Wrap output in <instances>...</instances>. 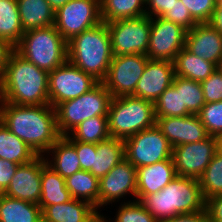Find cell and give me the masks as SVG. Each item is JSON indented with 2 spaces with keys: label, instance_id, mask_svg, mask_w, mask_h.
<instances>
[{
  "label": "cell",
  "instance_id": "25",
  "mask_svg": "<svg viewBox=\"0 0 222 222\" xmlns=\"http://www.w3.org/2000/svg\"><path fill=\"white\" fill-rule=\"evenodd\" d=\"M71 199L65 179L46 163L41 169V197L38 204L41 210L46 206L65 203Z\"/></svg>",
  "mask_w": 222,
  "mask_h": 222
},
{
  "label": "cell",
  "instance_id": "18",
  "mask_svg": "<svg viewBox=\"0 0 222 222\" xmlns=\"http://www.w3.org/2000/svg\"><path fill=\"white\" fill-rule=\"evenodd\" d=\"M156 125L171 144L172 148L209 137L198 115L156 118Z\"/></svg>",
  "mask_w": 222,
  "mask_h": 222
},
{
  "label": "cell",
  "instance_id": "4",
  "mask_svg": "<svg viewBox=\"0 0 222 222\" xmlns=\"http://www.w3.org/2000/svg\"><path fill=\"white\" fill-rule=\"evenodd\" d=\"M68 61L102 82L114 56L106 22L84 30L67 41Z\"/></svg>",
  "mask_w": 222,
  "mask_h": 222
},
{
  "label": "cell",
  "instance_id": "40",
  "mask_svg": "<svg viewBox=\"0 0 222 222\" xmlns=\"http://www.w3.org/2000/svg\"><path fill=\"white\" fill-rule=\"evenodd\" d=\"M205 103L222 101V74L216 70L201 82Z\"/></svg>",
  "mask_w": 222,
  "mask_h": 222
},
{
  "label": "cell",
  "instance_id": "38",
  "mask_svg": "<svg viewBox=\"0 0 222 222\" xmlns=\"http://www.w3.org/2000/svg\"><path fill=\"white\" fill-rule=\"evenodd\" d=\"M189 10L192 18L198 23H209L214 10L217 6V0H181Z\"/></svg>",
  "mask_w": 222,
  "mask_h": 222
},
{
  "label": "cell",
  "instance_id": "20",
  "mask_svg": "<svg viewBox=\"0 0 222 222\" xmlns=\"http://www.w3.org/2000/svg\"><path fill=\"white\" fill-rule=\"evenodd\" d=\"M176 176L173 158L136 168L135 200L141 201L146 195L160 191Z\"/></svg>",
  "mask_w": 222,
  "mask_h": 222
},
{
  "label": "cell",
  "instance_id": "16",
  "mask_svg": "<svg viewBox=\"0 0 222 222\" xmlns=\"http://www.w3.org/2000/svg\"><path fill=\"white\" fill-rule=\"evenodd\" d=\"M46 163L44 156H37L31 162L19 165L3 194L39 204L41 197V169Z\"/></svg>",
  "mask_w": 222,
  "mask_h": 222
},
{
  "label": "cell",
  "instance_id": "1",
  "mask_svg": "<svg viewBox=\"0 0 222 222\" xmlns=\"http://www.w3.org/2000/svg\"><path fill=\"white\" fill-rule=\"evenodd\" d=\"M0 121L38 156H44L61 137L56 111L50 104L21 106L0 102Z\"/></svg>",
  "mask_w": 222,
  "mask_h": 222
},
{
  "label": "cell",
  "instance_id": "44",
  "mask_svg": "<svg viewBox=\"0 0 222 222\" xmlns=\"http://www.w3.org/2000/svg\"><path fill=\"white\" fill-rule=\"evenodd\" d=\"M19 164L0 158V187L5 190L14 176Z\"/></svg>",
  "mask_w": 222,
  "mask_h": 222
},
{
  "label": "cell",
  "instance_id": "34",
  "mask_svg": "<svg viewBox=\"0 0 222 222\" xmlns=\"http://www.w3.org/2000/svg\"><path fill=\"white\" fill-rule=\"evenodd\" d=\"M172 86L181 89L182 108H187L192 115H197L205 104L201 83L175 75Z\"/></svg>",
  "mask_w": 222,
  "mask_h": 222
},
{
  "label": "cell",
  "instance_id": "37",
  "mask_svg": "<svg viewBox=\"0 0 222 222\" xmlns=\"http://www.w3.org/2000/svg\"><path fill=\"white\" fill-rule=\"evenodd\" d=\"M197 115L209 136L222 137V101L205 103Z\"/></svg>",
  "mask_w": 222,
  "mask_h": 222
},
{
  "label": "cell",
  "instance_id": "46",
  "mask_svg": "<svg viewBox=\"0 0 222 222\" xmlns=\"http://www.w3.org/2000/svg\"><path fill=\"white\" fill-rule=\"evenodd\" d=\"M13 51L14 46L5 39L0 38V82L3 78L7 61Z\"/></svg>",
  "mask_w": 222,
  "mask_h": 222
},
{
  "label": "cell",
  "instance_id": "17",
  "mask_svg": "<svg viewBox=\"0 0 222 222\" xmlns=\"http://www.w3.org/2000/svg\"><path fill=\"white\" fill-rule=\"evenodd\" d=\"M175 76L174 63L166 60H148L132 96L155 103L172 85Z\"/></svg>",
  "mask_w": 222,
  "mask_h": 222
},
{
  "label": "cell",
  "instance_id": "36",
  "mask_svg": "<svg viewBox=\"0 0 222 222\" xmlns=\"http://www.w3.org/2000/svg\"><path fill=\"white\" fill-rule=\"evenodd\" d=\"M120 203L114 221L112 222H158L139 200H129Z\"/></svg>",
  "mask_w": 222,
  "mask_h": 222
},
{
  "label": "cell",
  "instance_id": "47",
  "mask_svg": "<svg viewBox=\"0 0 222 222\" xmlns=\"http://www.w3.org/2000/svg\"><path fill=\"white\" fill-rule=\"evenodd\" d=\"M209 24L222 34V0H217V6L209 21Z\"/></svg>",
  "mask_w": 222,
  "mask_h": 222
},
{
  "label": "cell",
  "instance_id": "51",
  "mask_svg": "<svg viewBox=\"0 0 222 222\" xmlns=\"http://www.w3.org/2000/svg\"><path fill=\"white\" fill-rule=\"evenodd\" d=\"M4 193V190L0 187V195Z\"/></svg>",
  "mask_w": 222,
  "mask_h": 222
},
{
  "label": "cell",
  "instance_id": "32",
  "mask_svg": "<svg viewBox=\"0 0 222 222\" xmlns=\"http://www.w3.org/2000/svg\"><path fill=\"white\" fill-rule=\"evenodd\" d=\"M69 136L75 141L99 143L110 137L108 116H95L81 122Z\"/></svg>",
  "mask_w": 222,
  "mask_h": 222
},
{
  "label": "cell",
  "instance_id": "23",
  "mask_svg": "<svg viewBox=\"0 0 222 222\" xmlns=\"http://www.w3.org/2000/svg\"><path fill=\"white\" fill-rule=\"evenodd\" d=\"M24 31L54 25L55 11L47 0H17Z\"/></svg>",
  "mask_w": 222,
  "mask_h": 222
},
{
  "label": "cell",
  "instance_id": "28",
  "mask_svg": "<svg viewBox=\"0 0 222 222\" xmlns=\"http://www.w3.org/2000/svg\"><path fill=\"white\" fill-rule=\"evenodd\" d=\"M38 155L0 121V158L22 165Z\"/></svg>",
  "mask_w": 222,
  "mask_h": 222
},
{
  "label": "cell",
  "instance_id": "24",
  "mask_svg": "<svg viewBox=\"0 0 222 222\" xmlns=\"http://www.w3.org/2000/svg\"><path fill=\"white\" fill-rule=\"evenodd\" d=\"M124 158V141L120 138L109 137L96 144L90 172L100 180Z\"/></svg>",
  "mask_w": 222,
  "mask_h": 222
},
{
  "label": "cell",
  "instance_id": "2",
  "mask_svg": "<svg viewBox=\"0 0 222 222\" xmlns=\"http://www.w3.org/2000/svg\"><path fill=\"white\" fill-rule=\"evenodd\" d=\"M48 85L49 73L14 50L0 82V102L21 106L49 104Z\"/></svg>",
  "mask_w": 222,
  "mask_h": 222
},
{
  "label": "cell",
  "instance_id": "3",
  "mask_svg": "<svg viewBox=\"0 0 222 222\" xmlns=\"http://www.w3.org/2000/svg\"><path fill=\"white\" fill-rule=\"evenodd\" d=\"M141 202L158 222H162L179 214L203 211L206 200L197 179L176 176L163 189L146 195Z\"/></svg>",
  "mask_w": 222,
  "mask_h": 222
},
{
  "label": "cell",
  "instance_id": "31",
  "mask_svg": "<svg viewBox=\"0 0 222 222\" xmlns=\"http://www.w3.org/2000/svg\"><path fill=\"white\" fill-rule=\"evenodd\" d=\"M145 0H100L101 20L109 23L146 15Z\"/></svg>",
  "mask_w": 222,
  "mask_h": 222
},
{
  "label": "cell",
  "instance_id": "14",
  "mask_svg": "<svg viewBox=\"0 0 222 222\" xmlns=\"http://www.w3.org/2000/svg\"><path fill=\"white\" fill-rule=\"evenodd\" d=\"M187 30L162 17L151 18L149 47L146 56L150 60L174 61L185 46Z\"/></svg>",
  "mask_w": 222,
  "mask_h": 222
},
{
  "label": "cell",
  "instance_id": "29",
  "mask_svg": "<svg viewBox=\"0 0 222 222\" xmlns=\"http://www.w3.org/2000/svg\"><path fill=\"white\" fill-rule=\"evenodd\" d=\"M65 184L72 198L86 201L98 211L99 179L96 176L80 170L66 178Z\"/></svg>",
  "mask_w": 222,
  "mask_h": 222
},
{
  "label": "cell",
  "instance_id": "42",
  "mask_svg": "<svg viewBox=\"0 0 222 222\" xmlns=\"http://www.w3.org/2000/svg\"><path fill=\"white\" fill-rule=\"evenodd\" d=\"M175 2L177 0H145L146 15L150 18L163 17Z\"/></svg>",
  "mask_w": 222,
  "mask_h": 222
},
{
  "label": "cell",
  "instance_id": "35",
  "mask_svg": "<svg viewBox=\"0 0 222 222\" xmlns=\"http://www.w3.org/2000/svg\"><path fill=\"white\" fill-rule=\"evenodd\" d=\"M155 117H181L191 113L187 108H182L181 89L168 87L154 103Z\"/></svg>",
  "mask_w": 222,
  "mask_h": 222
},
{
  "label": "cell",
  "instance_id": "7",
  "mask_svg": "<svg viewBox=\"0 0 222 222\" xmlns=\"http://www.w3.org/2000/svg\"><path fill=\"white\" fill-rule=\"evenodd\" d=\"M111 94L102 82H98L81 96L58 104L55 107L57 129L61 136L69 135L86 119L108 116Z\"/></svg>",
  "mask_w": 222,
  "mask_h": 222
},
{
  "label": "cell",
  "instance_id": "39",
  "mask_svg": "<svg viewBox=\"0 0 222 222\" xmlns=\"http://www.w3.org/2000/svg\"><path fill=\"white\" fill-rule=\"evenodd\" d=\"M162 18L182 26L187 31L192 30L198 24L181 0H177Z\"/></svg>",
  "mask_w": 222,
  "mask_h": 222
},
{
  "label": "cell",
  "instance_id": "19",
  "mask_svg": "<svg viewBox=\"0 0 222 222\" xmlns=\"http://www.w3.org/2000/svg\"><path fill=\"white\" fill-rule=\"evenodd\" d=\"M184 48L217 66L222 58V34L209 23L196 24L187 31Z\"/></svg>",
  "mask_w": 222,
  "mask_h": 222
},
{
  "label": "cell",
  "instance_id": "15",
  "mask_svg": "<svg viewBox=\"0 0 222 222\" xmlns=\"http://www.w3.org/2000/svg\"><path fill=\"white\" fill-rule=\"evenodd\" d=\"M128 194L136 197V167L124 158L99 180L98 210Z\"/></svg>",
  "mask_w": 222,
  "mask_h": 222
},
{
  "label": "cell",
  "instance_id": "5",
  "mask_svg": "<svg viewBox=\"0 0 222 222\" xmlns=\"http://www.w3.org/2000/svg\"><path fill=\"white\" fill-rule=\"evenodd\" d=\"M67 41L55 26L24 31L14 50L48 73L68 60Z\"/></svg>",
  "mask_w": 222,
  "mask_h": 222
},
{
  "label": "cell",
  "instance_id": "49",
  "mask_svg": "<svg viewBox=\"0 0 222 222\" xmlns=\"http://www.w3.org/2000/svg\"><path fill=\"white\" fill-rule=\"evenodd\" d=\"M92 222H111V221H108V219H106V217L103 214L99 213V215Z\"/></svg>",
  "mask_w": 222,
  "mask_h": 222
},
{
  "label": "cell",
  "instance_id": "8",
  "mask_svg": "<svg viewBox=\"0 0 222 222\" xmlns=\"http://www.w3.org/2000/svg\"><path fill=\"white\" fill-rule=\"evenodd\" d=\"M123 141L125 158L136 168L172 158L173 148L156 124Z\"/></svg>",
  "mask_w": 222,
  "mask_h": 222
},
{
  "label": "cell",
  "instance_id": "33",
  "mask_svg": "<svg viewBox=\"0 0 222 222\" xmlns=\"http://www.w3.org/2000/svg\"><path fill=\"white\" fill-rule=\"evenodd\" d=\"M205 200L222 195V148L220 147L198 179Z\"/></svg>",
  "mask_w": 222,
  "mask_h": 222
},
{
  "label": "cell",
  "instance_id": "22",
  "mask_svg": "<svg viewBox=\"0 0 222 222\" xmlns=\"http://www.w3.org/2000/svg\"><path fill=\"white\" fill-rule=\"evenodd\" d=\"M46 154L47 164L64 179L81 170L75 146L65 136H61Z\"/></svg>",
  "mask_w": 222,
  "mask_h": 222
},
{
  "label": "cell",
  "instance_id": "30",
  "mask_svg": "<svg viewBox=\"0 0 222 222\" xmlns=\"http://www.w3.org/2000/svg\"><path fill=\"white\" fill-rule=\"evenodd\" d=\"M23 34L17 0H0V38L15 47Z\"/></svg>",
  "mask_w": 222,
  "mask_h": 222
},
{
  "label": "cell",
  "instance_id": "9",
  "mask_svg": "<svg viewBox=\"0 0 222 222\" xmlns=\"http://www.w3.org/2000/svg\"><path fill=\"white\" fill-rule=\"evenodd\" d=\"M114 55H146L149 47L151 18L147 15L106 23Z\"/></svg>",
  "mask_w": 222,
  "mask_h": 222
},
{
  "label": "cell",
  "instance_id": "13",
  "mask_svg": "<svg viewBox=\"0 0 222 222\" xmlns=\"http://www.w3.org/2000/svg\"><path fill=\"white\" fill-rule=\"evenodd\" d=\"M219 148L220 139L213 136L174 147L172 158L177 176L198 180Z\"/></svg>",
  "mask_w": 222,
  "mask_h": 222
},
{
  "label": "cell",
  "instance_id": "21",
  "mask_svg": "<svg viewBox=\"0 0 222 222\" xmlns=\"http://www.w3.org/2000/svg\"><path fill=\"white\" fill-rule=\"evenodd\" d=\"M99 211L90 203L72 198L70 201L46 206L42 222H92Z\"/></svg>",
  "mask_w": 222,
  "mask_h": 222
},
{
  "label": "cell",
  "instance_id": "27",
  "mask_svg": "<svg viewBox=\"0 0 222 222\" xmlns=\"http://www.w3.org/2000/svg\"><path fill=\"white\" fill-rule=\"evenodd\" d=\"M0 222H42L38 204L0 195Z\"/></svg>",
  "mask_w": 222,
  "mask_h": 222
},
{
  "label": "cell",
  "instance_id": "11",
  "mask_svg": "<svg viewBox=\"0 0 222 222\" xmlns=\"http://www.w3.org/2000/svg\"><path fill=\"white\" fill-rule=\"evenodd\" d=\"M100 22V0H69L55 11L54 26L66 41Z\"/></svg>",
  "mask_w": 222,
  "mask_h": 222
},
{
  "label": "cell",
  "instance_id": "26",
  "mask_svg": "<svg viewBox=\"0 0 222 222\" xmlns=\"http://www.w3.org/2000/svg\"><path fill=\"white\" fill-rule=\"evenodd\" d=\"M173 63L176 76L200 83L217 70L214 63L193 55L185 48L176 55Z\"/></svg>",
  "mask_w": 222,
  "mask_h": 222
},
{
  "label": "cell",
  "instance_id": "10",
  "mask_svg": "<svg viewBox=\"0 0 222 222\" xmlns=\"http://www.w3.org/2000/svg\"><path fill=\"white\" fill-rule=\"evenodd\" d=\"M98 83L91 75L77 68L70 61L49 72V104H58L75 99L88 92Z\"/></svg>",
  "mask_w": 222,
  "mask_h": 222
},
{
  "label": "cell",
  "instance_id": "12",
  "mask_svg": "<svg viewBox=\"0 0 222 222\" xmlns=\"http://www.w3.org/2000/svg\"><path fill=\"white\" fill-rule=\"evenodd\" d=\"M149 58L142 54L114 55L102 81L112 97L132 95Z\"/></svg>",
  "mask_w": 222,
  "mask_h": 222
},
{
  "label": "cell",
  "instance_id": "43",
  "mask_svg": "<svg viewBox=\"0 0 222 222\" xmlns=\"http://www.w3.org/2000/svg\"><path fill=\"white\" fill-rule=\"evenodd\" d=\"M205 210L209 222H222V195L207 198Z\"/></svg>",
  "mask_w": 222,
  "mask_h": 222
},
{
  "label": "cell",
  "instance_id": "45",
  "mask_svg": "<svg viewBox=\"0 0 222 222\" xmlns=\"http://www.w3.org/2000/svg\"><path fill=\"white\" fill-rule=\"evenodd\" d=\"M208 216L206 210L198 211L195 213L179 214L171 219L162 222H207Z\"/></svg>",
  "mask_w": 222,
  "mask_h": 222
},
{
  "label": "cell",
  "instance_id": "52",
  "mask_svg": "<svg viewBox=\"0 0 222 222\" xmlns=\"http://www.w3.org/2000/svg\"><path fill=\"white\" fill-rule=\"evenodd\" d=\"M220 147L222 148V137L220 138Z\"/></svg>",
  "mask_w": 222,
  "mask_h": 222
},
{
  "label": "cell",
  "instance_id": "6",
  "mask_svg": "<svg viewBox=\"0 0 222 222\" xmlns=\"http://www.w3.org/2000/svg\"><path fill=\"white\" fill-rule=\"evenodd\" d=\"M155 124L154 103L132 95L111 98L108 109L110 137L124 140Z\"/></svg>",
  "mask_w": 222,
  "mask_h": 222
},
{
  "label": "cell",
  "instance_id": "50",
  "mask_svg": "<svg viewBox=\"0 0 222 222\" xmlns=\"http://www.w3.org/2000/svg\"><path fill=\"white\" fill-rule=\"evenodd\" d=\"M217 70L222 74V58L220 59V61L217 64Z\"/></svg>",
  "mask_w": 222,
  "mask_h": 222
},
{
  "label": "cell",
  "instance_id": "41",
  "mask_svg": "<svg viewBox=\"0 0 222 222\" xmlns=\"http://www.w3.org/2000/svg\"><path fill=\"white\" fill-rule=\"evenodd\" d=\"M74 146L78 155L81 170L91 171L93 165L96 144L73 140L69 135L65 136Z\"/></svg>",
  "mask_w": 222,
  "mask_h": 222
},
{
  "label": "cell",
  "instance_id": "48",
  "mask_svg": "<svg viewBox=\"0 0 222 222\" xmlns=\"http://www.w3.org/2000/svg\"><path fill=\"white\" fill-rule=\"evenodd\" d=\"M50 6L56 11L60 7L64 6L69 0H47Z\"/></svg>",
  "mask_w": 222,
  "mask_h": 222
}]
</instances>
